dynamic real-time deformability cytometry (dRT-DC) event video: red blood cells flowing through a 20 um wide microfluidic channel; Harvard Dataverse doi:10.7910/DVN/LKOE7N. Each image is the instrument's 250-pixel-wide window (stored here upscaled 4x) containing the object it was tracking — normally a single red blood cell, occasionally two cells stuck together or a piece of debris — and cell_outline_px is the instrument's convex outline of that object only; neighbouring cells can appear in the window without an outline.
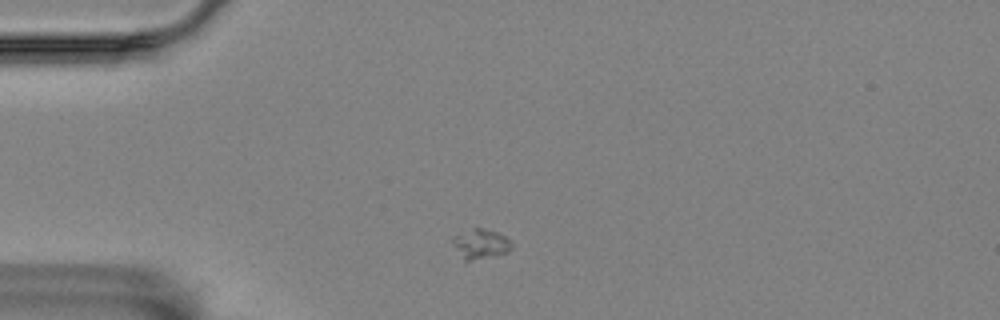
{"species": "Egyptian fruit bat (a non-hibernating species)", "species_latin": "Rousettus aegyptiacus", "temperature_condition": "room temperature", "stored_images_in_passage": 4, "camera_frame_rate_fps": 3000, "um_per_image_px": 0.085, "animal": {"sex": "female"}, "frame": {"image": 1, "passage_image": 1, "time_ms": 0.0, "image_size_px": [1000, 320], "cell_outline_px": [[512, 248], [508, 252], [472, 260], [464, 260], [452, 244], [452, 236], [472, 228], [484, 228], [496, 232], [512, 240]], "centroid_in_image_um": [40.85, 20.71], "position_along_channel_um": 44.2, "area_um2": 10.17}}
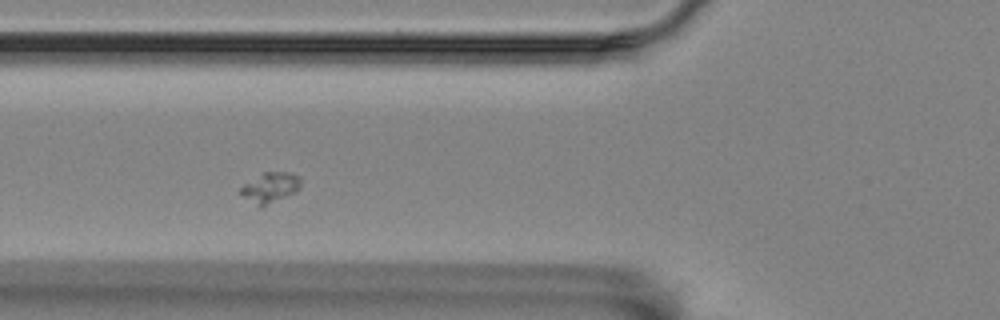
{"frame": {"image": 2, "passage_image": 3, "time_ms": 0.667, "image_size_px": [1000, 320], "cell_outline_px": [[300, 188], [296, 192], [260, 208], [244, 196], [240, 192], [240, 188], [244, 184], [264, 172], [288, 172], [300, 176]], "centroid_in_image_um": [23.0, 15.94], "position_along_channel_um": 102.8, "area_um2": 10.46}}
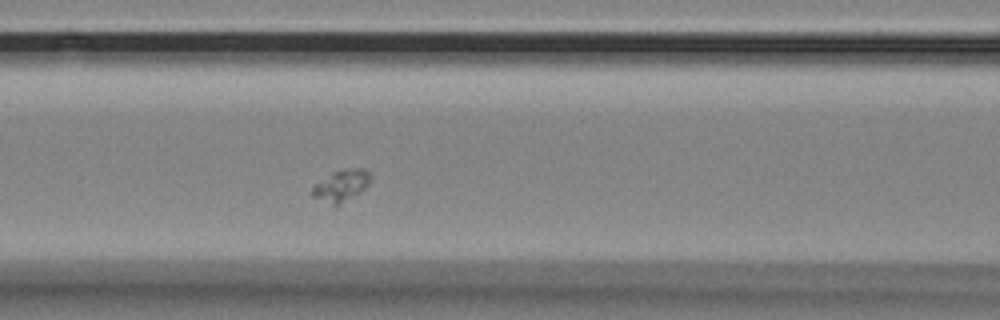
{"frame": {"image": 3, "passage_image": 4, "time_ms": 1.0, "image_size_px": [1000, 320], "cell_outline_px": [[372, 176], [368, 184], [364, 188], [336, 208], [312, 196], [308, 192], [316, 184], [332, 172], [344, 168], [360, 168], [368, 172]], "centroid_in_image_um": [28.96, 15.8], "position_along_channel_um": 137.6, "area_um2": 10.81}}